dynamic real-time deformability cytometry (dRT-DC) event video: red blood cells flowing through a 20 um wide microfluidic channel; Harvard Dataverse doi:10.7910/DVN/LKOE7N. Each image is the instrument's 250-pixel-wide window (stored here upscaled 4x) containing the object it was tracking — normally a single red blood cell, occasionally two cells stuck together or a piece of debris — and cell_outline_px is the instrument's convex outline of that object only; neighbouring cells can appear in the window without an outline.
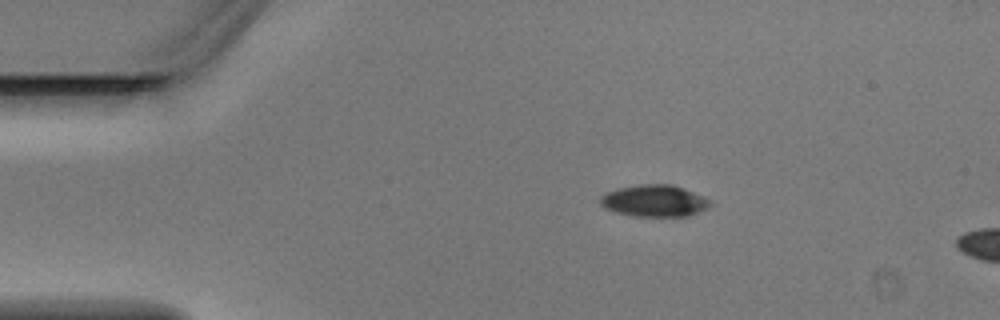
{"species": "Egyptian fruit bat (a non-hibernating species)", "species_latin": "Rousettus aegyptiacus", "temperature_condition": "warm", "stored_images_in_passage": 3, "camera_frame_rate_fps": 3000, "um_per_image_px": 0.085, "animal": {"sex": "male"}, "frame": {"image": 1, "passage_image": 1, "time_ms": 0.0, "image_size_px": [1000, 320], "cell_outline_px": [[712, 204], [708, 208], [688, 216], [636, 216], [616, 212], [604, 208], [600, 204], [600, 196], [604, 192], [616, 188], [640, 184], [672, 184], [684, 188], [704, 196]], "centroid_in_image_um": [55.6, 17.05], "position_along_channel_um": 29.4, "area_um2": 20.52}}
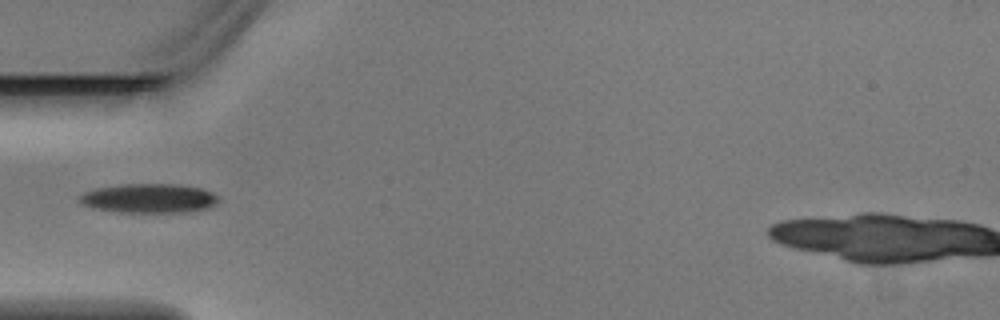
{"frame": {"image": 2, "passage_image": 3, "time_ms": 0.667, "image_size_px": [1000, 320], "cell_outline_px": [[220, 200], [216, 204], [208, 208], [184, 212], [120, 212], [96, 208], [84, 204], [80, 200], [80, 196], [84, 192], [96, 188], [120, 184], [180, 184], [200, 188], [212, 192]], "centroid_in_image_um": [12.71, 16.84], "position_along_channel_um": 72.3, "area_um2": 23.52}}